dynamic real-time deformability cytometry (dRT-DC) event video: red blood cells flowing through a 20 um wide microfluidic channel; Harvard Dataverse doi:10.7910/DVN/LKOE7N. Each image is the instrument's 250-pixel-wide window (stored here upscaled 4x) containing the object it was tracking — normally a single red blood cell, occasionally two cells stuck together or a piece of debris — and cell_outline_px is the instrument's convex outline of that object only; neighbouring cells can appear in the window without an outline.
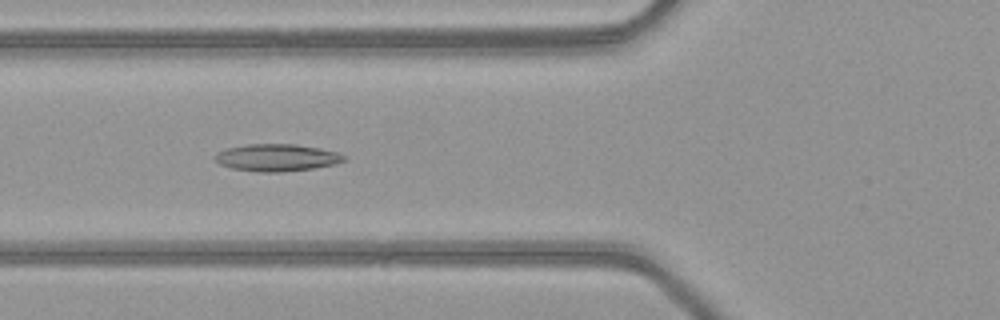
{"species": "common noctule bat (a hibernating species)", "species_latin": "Nyctalus noctula", "temperature_condition": "warm", "stored_images_in_passage": 51, "camera_frame_rate_fps": 3000, "um_per_image_px": 0.085, "animal": {"sex": "female", "body_mass_g": 21.9}, "frame": {"image": 1, "passage_image": 19, "time_ms": 6.0, "image_size_px": [1000, 320], "cell_outline_px": [[348, 156], [344, 160], [336, 164], [312, 168], [280, 172], [256, 172], [232, 168], [220, 164], [212, 156], [216, 152], [224, 148], [248, 144], [296, 144], [320, 148], [340, 152]], "centroid_in_image_um": [23.52, 13.39], "position_along_channel_um": 102.3, "area_um2": 20.69}}
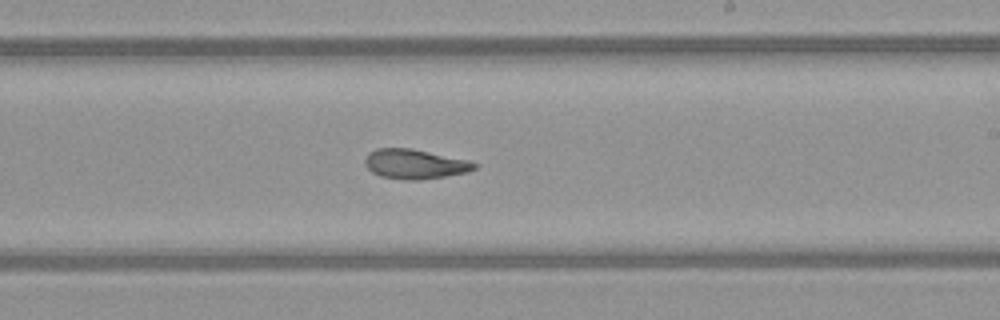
{"frame": {"image": 2, "passage_image": 30, "time_ms": 9.667, "image_size_px": [1000, 320], "cell_outline_px": [[476, 168], [468, 172], [420, 180], [404, 180], [380, 176], [372, 172], [364, 164], [364, 160], [368, 152], [376, 148], [412, 148], [468, 160], [476, 164]], "centroid_in_image_um": [35.22, 13.94], "position_along_channel_um": 253.8, "area_um2": 18.96}}
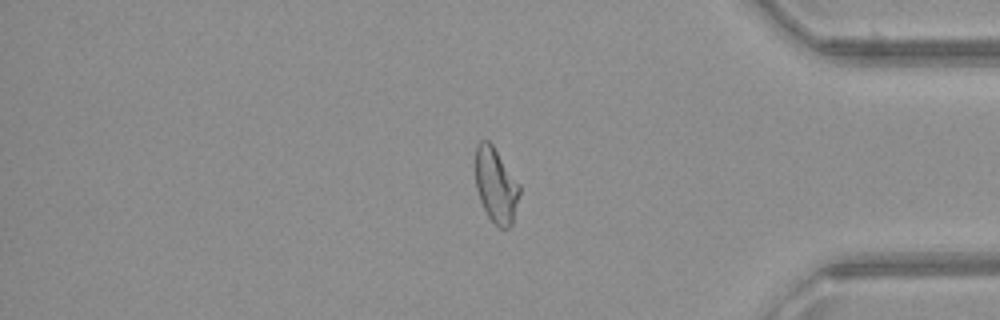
{"frame": {"image": 3, "passage_image": 42, "time_ms": 13.667, "image_size_px": [1000, 320], "cell_outline_px": [[520, 192], [512, 224], [508, 228], [500, 228], [488, 216], [480, 200], [476, 188], [476, 144], [480, 140], [488, 140], [492, 144], [520, 184]], "centroid_in_image_um": [42.16, 15.74], "position_along_channel_um": 393.0, "area_um2": 19.13}, "authors_computed_cell_mechanics": {"area_um2": 20.6924, "velocity_mm_per_s": 4.1133, "shape_relaxation_time_tau1_ms": null, "shape_relaxation_time_tau2_ms": 3.237, "deformation_change_tau1": null, "deformation_change_tau2": 0.1135}}